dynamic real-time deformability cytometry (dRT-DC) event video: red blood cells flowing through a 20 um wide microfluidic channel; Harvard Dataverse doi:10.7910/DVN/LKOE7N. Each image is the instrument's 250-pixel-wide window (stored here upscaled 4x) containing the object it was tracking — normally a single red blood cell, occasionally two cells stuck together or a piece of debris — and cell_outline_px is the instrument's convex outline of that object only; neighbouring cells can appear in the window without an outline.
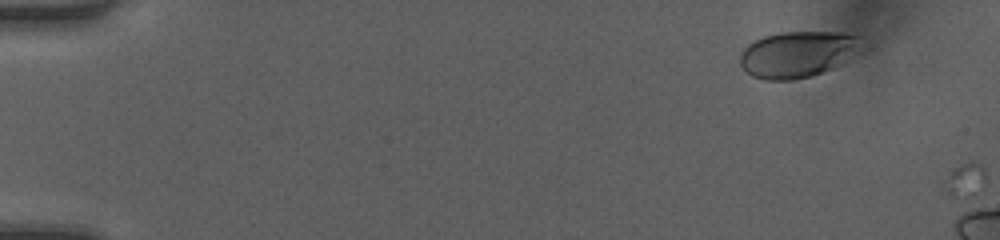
{"species": "human", "species_latin": "Homo sapiens", "temperature_condition": "room temperature", "stored_images_in_passage": 2, "camera_frame_rate_fps": 3000, "um_per_image_px": 0.085, "donor": {"sex": "female"}, "frame": {"image": 1, "passage_image": 1, "time_ms": 0.0, "image_size_px": [1000, 240], "cell_outline_px": [[864, 36], [860, 48], [840, 64], [832, 68], [812, 76], [792, 80], [764, 80], [752, 76], [740, 64], [740, 52], [748, 44], [764, 36], [780, 32], [844, 32]], "centroid_in_image_um": [67.8, 4.59], "position_along_channel_um": 17.2, "area_um2": 32.77}}